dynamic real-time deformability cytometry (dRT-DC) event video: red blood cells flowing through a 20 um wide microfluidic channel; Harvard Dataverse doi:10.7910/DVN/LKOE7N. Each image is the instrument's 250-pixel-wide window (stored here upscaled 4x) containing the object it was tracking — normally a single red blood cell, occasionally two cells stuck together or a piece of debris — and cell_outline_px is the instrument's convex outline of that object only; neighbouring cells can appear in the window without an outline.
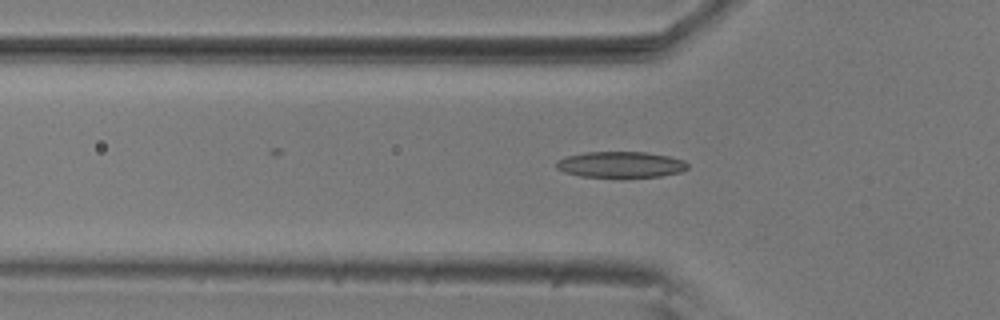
{"species": "common noctule bat (a hibernating species)", "species_latin": "Nyctalus noctula", "temperature_condition": "room temperature", "stored_images_in_passage": 33, "camera_frame_rate_fps": 3000, "um_per_image_px": 0.085, "animal": {"sex": "male", "body_mass_g": 20.5, "forearm_length_mm": 52.5}, "frame": {"image": 1, "passage_image": 18, "time_ms": 5.667, "image_size_px": [1000, 320], "cell_outline_px": [[688, 168], [680, 172], [660, 176], [580, 176], [564, 172], [556, 168], [556, 160], [568, 156], [584, 152], [644, 152], [668, 156], [684, 160], [688, 164]], "centroid_in_image_um": [52.74, 13.97], "position_along_channel_um": 73.1, "area_um2": 19.59}}
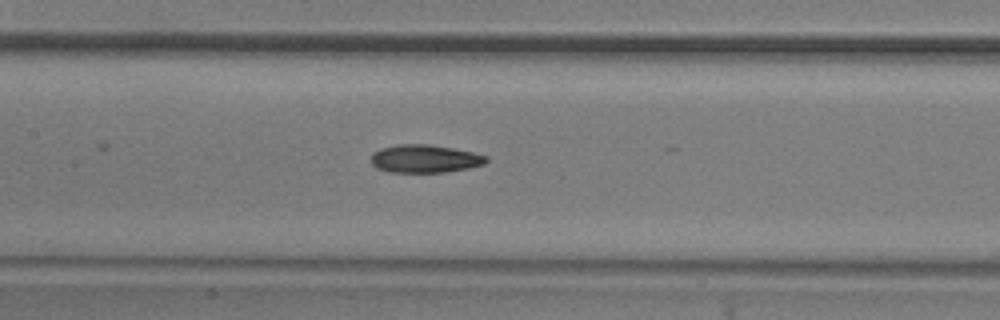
{"frame": {"image": 2, "passage_image": 26, "time_ms": 8.333, "image_size_px": [1000, 320], "cell_outline_px": [[488, 160], [484, 164], [468, 168], [448, 172], [388, 172], [376, 168], [372, 164], [372, 152], [380, 148], [396, 144], [428, 144], [452, 148], [472, 152], [488, 156]], "centroid_in_image_um": [36.09, 13.49], "position_along_channel_um": 171.3, "area_um2": 18.9}}
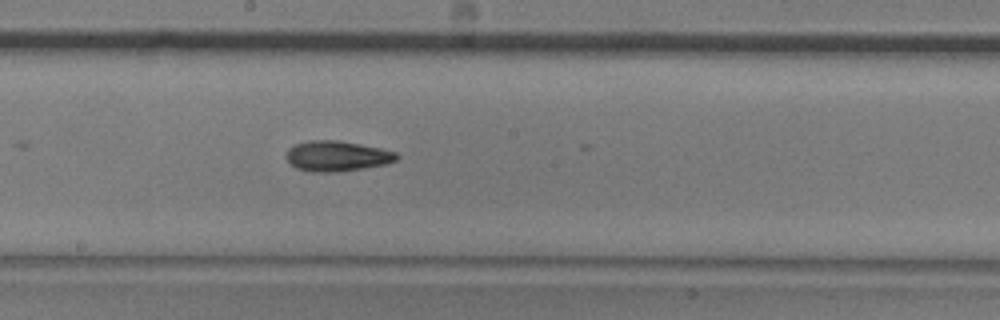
{"frame": {"image": 3, "passage_image": 30, "time_ms": 9.667, "image_size_px": [1000, 320], "cell_outline_px": [[400, 156], [396, 160], [388, 164], [340, 172], [312, 172], [296, 168], [284, 156], [288, 148], [296, 144], [308, 140], [340, 140], [380, 148], [396, 152]], "centroid_in_image_um": [28.65, 13.27], "position_along_channel_um": 219.6, "area_um2": 19.77}}